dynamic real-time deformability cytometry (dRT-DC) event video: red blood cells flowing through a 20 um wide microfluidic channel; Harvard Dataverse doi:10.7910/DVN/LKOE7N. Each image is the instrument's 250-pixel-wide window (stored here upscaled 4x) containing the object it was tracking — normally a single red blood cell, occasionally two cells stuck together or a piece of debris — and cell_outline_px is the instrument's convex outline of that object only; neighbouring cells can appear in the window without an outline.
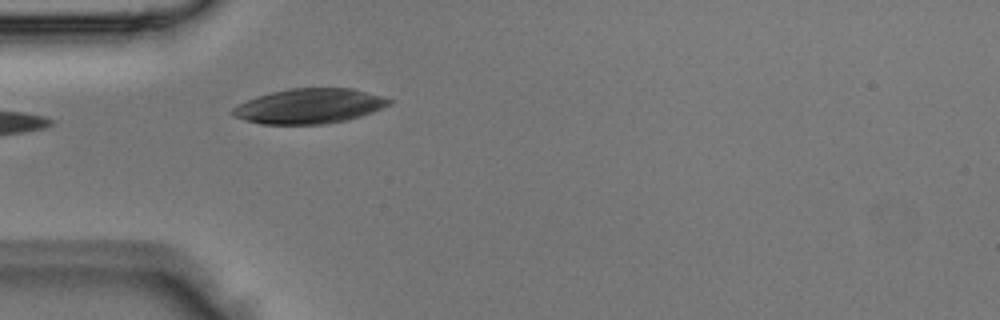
{"species": "Egyptian fruit bat (a non-hibernating species)", "species_latin": "Rousettus aegyptiacus", "temperature_condition": "room temperature", "stored_images_in_passage": 4, "segment_of_instrument_passage": [1, 2], "camera_frame_rate_fps": 3000, "um_per_image_px": 0.085, "animal": {"sex": "male"}, "frame": {"image": 1, "passage_image": 3, "time_ms": 0.667, "image_size_px": [1000, 320], "cell_outline_px": [[392, 100], [388, 104], [372, 112], [348, 120], [324, 124], [260, 124], [244, 120], [232, 116], [232, 108], [248, 100], [272, 92], [288, 88], [352, 88], [380, 96]], "centroid_in_image_um": [26.26, 9.03], "position_along_channel_um": 58.7, "area_um2": 31.5}}